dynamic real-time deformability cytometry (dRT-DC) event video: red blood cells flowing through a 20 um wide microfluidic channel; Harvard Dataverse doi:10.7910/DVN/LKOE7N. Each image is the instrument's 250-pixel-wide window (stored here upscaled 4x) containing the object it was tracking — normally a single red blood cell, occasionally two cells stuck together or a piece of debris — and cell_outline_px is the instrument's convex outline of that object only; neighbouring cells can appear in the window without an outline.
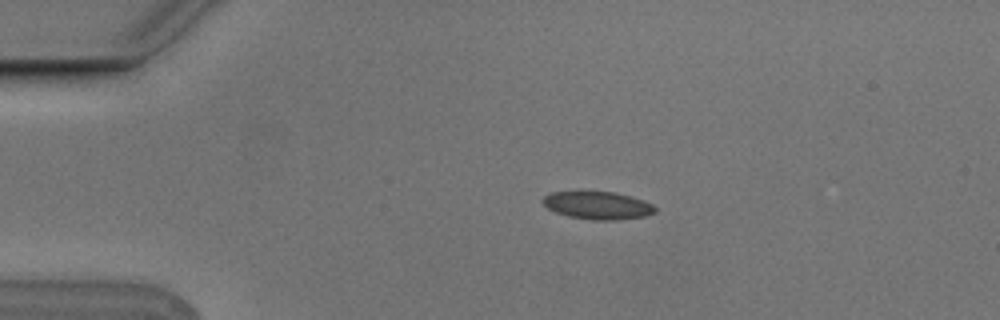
{"species": "Egyptian fruit bat (a non-hibernating species)", "species_latin": "Rousettus aegyptiacus", "temperature_condition": "cold", "stored_images_in_passage": 5, "camera_frame_rate_fps": 3000, "um_per_image_px": 0.085, "animal": {"sex": "male"}, "frame": {"image": 1, "passage_image": 3, "time_ms": 0.667, "image_size_px": [1000, 320], "cell_outline_px": [[656, 212], [644, 216], [620, 220], [592, 220], [568, 216], [556, 212], [548, 208], [540, 200], [548, 192], [612, 192], [644, 200], [652, 204], [656, 208]], "centroid_in_image_um": [50.79, 17.46], "position_along_channel_um": 34.2, "area_um2": 18.09}}
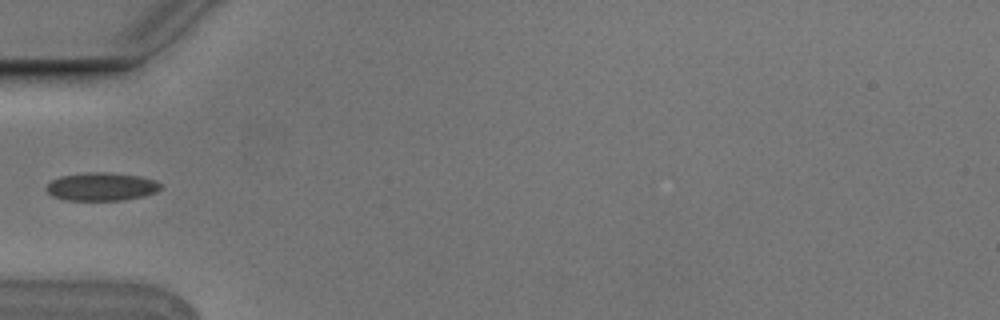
{"frame": {"image": 2, "passage_image": 5, "time_ms": 1.333, "image_size_px": [1000, 320], "cell_outline_px": [[160, 188], [156, 192], [144, 196], [124, 200], [64, 200], [52, 196], [44, 188], [52, 180], [60, 176], [88, 172], [108, 172], [140, 176], [156, 180], [160, 184]], "centroid_in_image_um": [8.61, 15.86], "position_along_channel_um": 76.4, "area_um2": 18.84}}